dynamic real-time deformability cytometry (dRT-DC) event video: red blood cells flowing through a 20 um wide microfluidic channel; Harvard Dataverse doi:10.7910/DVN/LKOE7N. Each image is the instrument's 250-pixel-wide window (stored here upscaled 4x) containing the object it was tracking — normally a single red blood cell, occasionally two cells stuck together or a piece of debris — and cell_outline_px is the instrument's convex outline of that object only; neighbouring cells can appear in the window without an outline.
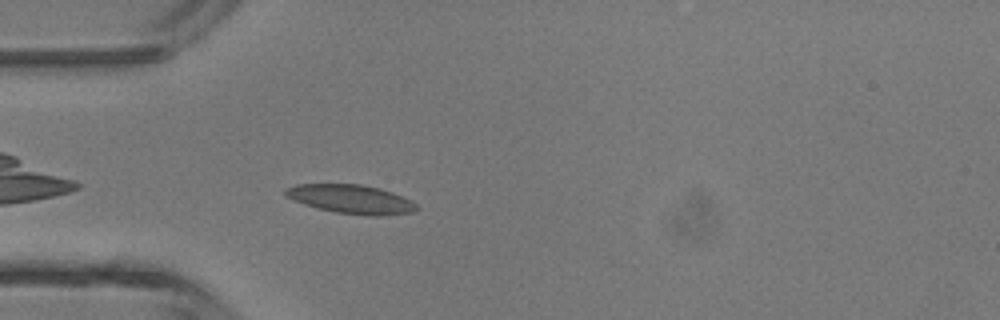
{"species": "common noctule bat (a hibernating species)", "species_latin": "Nyctalus noctula", "temperature_condition": "room temperature", "stored_images_in_passage": 4, "camera_frame_rate_fps": 3000, "um_per_image_px": 0.085, "animal": {"sex": "male", "body_mass_g": 13.3}, "frame": {"image": 1, "passage_image": 4, "time_ms": 1.0, "image_size_px": [1000, 320], "cell_outline_px": [[420, 208], [412, 212], [380, 216], [372, 216], [336, 212], [316, 208], [292, 200], [284, 196], [284, 188], [296, 184], [360, 184], [380, 188], [392, 192], [412, 200]], "centroid_in_image_um": [29.82, 16.92], "position_along_channel_um": 55.2, "area_um2": 22.25}}